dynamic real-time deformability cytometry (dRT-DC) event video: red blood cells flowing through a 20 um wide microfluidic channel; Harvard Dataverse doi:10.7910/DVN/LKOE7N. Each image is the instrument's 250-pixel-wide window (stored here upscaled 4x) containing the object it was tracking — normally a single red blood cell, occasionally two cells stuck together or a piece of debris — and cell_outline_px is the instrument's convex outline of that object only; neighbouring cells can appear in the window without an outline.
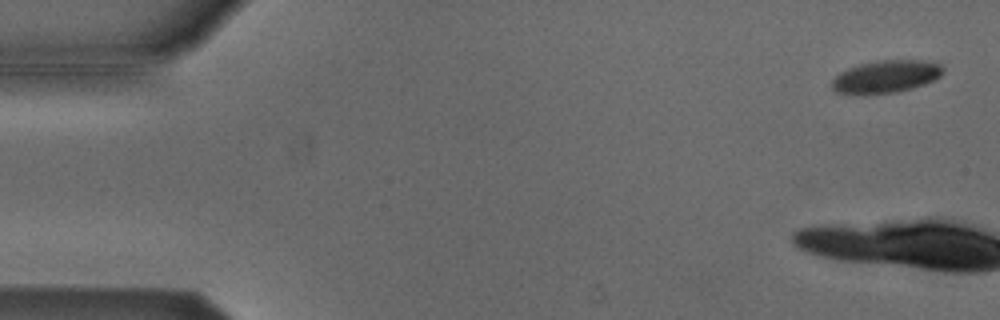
{"species": "Egyptian fruit bat (a non-hibernating species)", "species_latin": "Rousettus aegyptiacus", "temperature_condition": "cold", "stored_images_in_passage": 10, "camera_frame_rate_fps": 3000, "um_per_image_px": 0.085, "animal": {"sex": "male"}, "frame": {"image": 1, "passage_image": 2, "time_ms": 0.333, "image_size_px": [1000, 320], "cell_outline_px": [[944, 68], [940, 76], [924, 84], [912, 88], [896, 92], [864, 96], [836, 92], [832, 88], [832, 80], [840, 72], [848, 68], [860, 64], [876, 60], [924, 60], [940, 64]], "centroid_in_image_um": [75.27, 6.53], "position_along_channel_um": 9.7, "area_um2": 21.33}}